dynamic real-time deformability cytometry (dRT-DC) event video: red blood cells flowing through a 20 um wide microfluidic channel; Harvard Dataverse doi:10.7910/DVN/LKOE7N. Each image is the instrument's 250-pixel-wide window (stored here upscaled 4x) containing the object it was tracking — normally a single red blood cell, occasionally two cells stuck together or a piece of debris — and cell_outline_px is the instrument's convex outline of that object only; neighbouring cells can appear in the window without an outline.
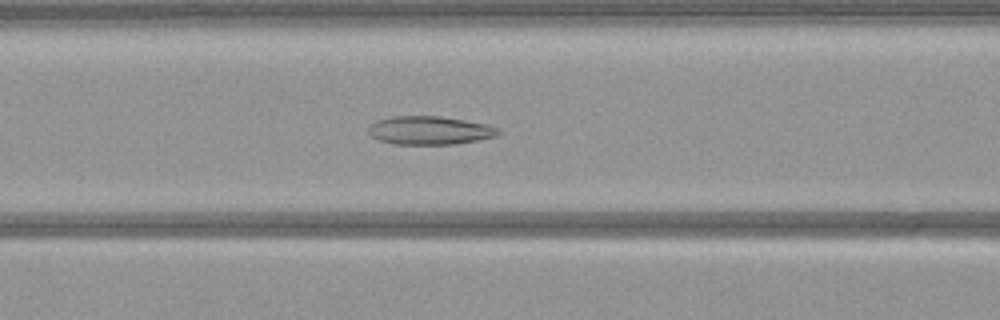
{"species": "common noctule bat (a hibernating species)", "species_latin": "Nyctalus noctula", "temperature_condition": "warm", "stored_images_in_passage": 44, "camera_frame_rate_fps": 3000, "um_per_image_px": 0.085, "animal": {"sex": "female", "body_mass_g": 21.9}, "frame": {"image": 1, "passage_image": 13, "time_ms": 4.0, "image_size_px": [1000, 320], "cell_outline_px": [[500, 132], [496, 136], [456, 144], [396, 144], [376, 140], [368, 132], [368, 128], [376, 120], [392, 116], [440, 116], [488, 124], [500, 128]], "centroid_in_image_um": [36.52, 11.08], "position_along_channel_um": 130.1, "area_um2": 21.56}}
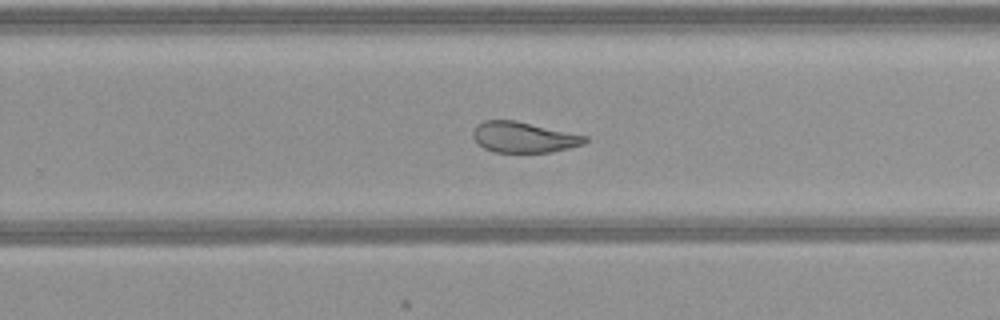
{"frame": {"image": 2, "passage_image": 25, "time_ms": 8.0, "image_size_px": [1000, 320], "cell_outline_px": [[588, 140], [584, 144], [552, 152], [496, 152], [484, 148], [472, 136], [472, 132], [476, 124], [484, 120], [516, 120], [588, 136]], "centroid_in_image_um": [44.52, 11.65], "position_along_channel_um": 285.3, "area_um2": 20.06}}
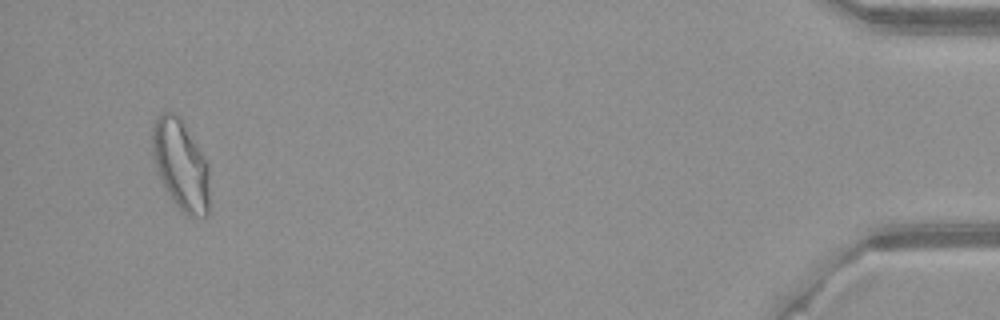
{"frame": {"image": 3, "passage_image": 42, "time_ms": 13.667, "image_size_px": [1000, 320], "cell_outline_px": [[208, 216], [188, 216], [172, 200], [156, 168], [152, 152], [152, 124], [156, 116], [160, 112], [168, 108], [184, 124], [204, 156], [208, 164]], "centroid_in_image_um": [15.34, 13.96], "position_along_channel_um": 419.9, "area_um2": 29.77}}